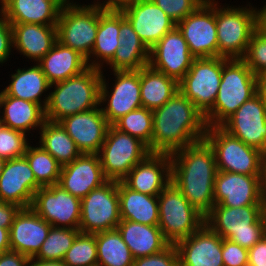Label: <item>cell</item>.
Instances as JSON below:
<instances>
[{
    "label": "cell",
    "instance_id": "cell-27",
    "mask_svg": "<svg viewBox=\"0 0 266 266\" xmlns=\"http://www.w3.org/2000/svg\"><path fill=\"white\" fill-rule=\"evenodd\" d=\"M119 44L113 58L107 63L113 71H138L148 66L149 49L121 10Z\"/></svg>",
    "mask_w": 266,
    "mask_h": 266
},
{
    "label": "cell",
    "instance_id": "cell-41",
    "mask_svg": "<svg viewBox=\"0 0 266 266\" xmlns=\"http://www.w3.org/2000/svg\"><path fill=\"white\" fill-rule=\"evenodd\" d=\"M62 261L67 266H98L95 234L79 232Z\"/></svg>",
    "mask_w": 266,
    "mask_h": 266
},
{
    "label": "cell",
    "instance_id": "cell-19",
    "mask_svg": "<svg viewBox=\"0 0 266 266\" xmlns=\"http://www.w3.org/2000/svg\"><path fill=\"white\" fill-rule=\"evenodd\" d=\"M120 10L148 49L176 26L152 0H132Z\"/></svg>",
    "mask_w": 266,
    "mask_h": 266
},
{
    "label": "cell",
    "instance_id": "cell-37",
    "mask_svg": "<svg viewBox=\"0 0 266 266\" xmlns=\"http://www.w3.org/2000/svg\"><path fill=\"white\" fill-rule=\"evenodd\" d=\"M98 266H133L134 258L118 229L95 233Z\"/></svg>",
    "mask_w": 266,
    "mask_h": 266
},
{
    "label": "cell",
    "instance_id": "cell-6",
    "mask_svg": "<svg viewBox=\"0 0 266 266\" xmlns=\"http://www.w3.org/2000/svg\"><path fill=\"white\" fill-rule=\"evenodd\" d=\"M105 10L91 4L79 6L73 2H65L57 22V40L64 46L72 48L87 59L89 67L102 70V64L90 60L98 31L99 16Z\"/></svg>",
    "mask_w": 266,
    "mask_h": 266
},
{
    "label": "cell",
    "instance_id": "cell-29",
    "mask_svg": "<svg viewBox=\"0 0 266 266\" xmlns=\"http://www.w3.org/2000/svg\"><path fill=\"white\" fill-rule=\"evenodd\" d=\"M38 64L50 84L77 76L89 68L87 59L83 55L59 41Z\"/></svg>",
    "mask_w": 266,
    "mask_h": 266
},
{
    "label": "cell",
    "instance_id": "cell-58",
    "mask_svg": "<svg viewBox=\"0 0 266 266\" xmlns=\"http://www.w3.org/2000/svg\"><path fill=\"white\" fill-rule=\"evenodd\" d=\"M4 126V124H3V122H2V119H1V117H0V130H1V128Z\"/></svg>",
    "mask_w": 266,
    "mask_h": 266
},
{
    "label": "cell",
    "instance_id": "cell-52",
    "mask_svg": "<svg viewBox=\"0 0 266 266\" xmlns=\"http://www.w3.org/2000/svg\"><path fill=\"white\" fill-rule=\"evenodd\" d=\"M132 0H108L104 1V3L97 4L94 3V5L100 6L105 9H120L121 7L125 6L126 4H129Z\"/></svg>",
    "mask_w": 266,
    "mask_h": 266
},
{
    "label": "cell",
    "instance_id": "cell-54",
    "mask_svg": "<svg viewBox=\"0 0 266 266\" xmlns=\"http://www.w3.org/2000/svg\"><path fill=\"white\" fill-rule=\"evenodd\" d=\"M257 28L266 35V6L257 10Z\"/></svg>",
    "mask_w": 266,
    "mask_h": 266
},
{
    "label": "cell",
    "instance_id": "cell-40",
    "mask_svg": "<svg viewBox=\"0 0 266 266\" xmlns=\"http://www.w3.org/2000/svg\"><path fill=\"white\" fill-rule=\"evenodd\" d=\"M79 232V229L51 226L47 238L34 258L62 261Z\"/></svg>",
    "mask_w": 266,
    "mask_h": 266
},
{
    "label": "cell",
    "instance_id": "cell-48",
    "mask_svg": "<svg viewBox=\"0 0 266 266\" xmlns=\"http://www.w3.org/2000/svg\"><path fill=\"white\" fill-rule=\"evenodd\" d=\"M248 266H266V234L248 249Z\"/></svg>",
    "mask_w": 266,
    "mask_h": 266
},
{
    "label": "cell",
    "instance_id": "cell-42",
    "mask_svg": "<svg viewBox=\"0 0 266 266\" xmlns=\"http://www.w3.org/2000/svg\"><path fill=\"white\" fill-rule=\"evenodd\" d=\"M26 134L3 126L0 130V157L10 160L24 156L28 143Z\"/></svg>",
    "mask_w": 266,
    "mask_h": 266
},
{
    "label": "cell",
    "instance_id": "cell-18",
    "mask_svg": "<svg viewBox=\"0 0 266 266\" xmlns=\"http://www.w3.org/2000/svg\"><path fill=\"white\" fill-rule=\"evenodd\" d=\"M214 202L226 207L266 205L261 175L218 171L214 183Z\"/></svg>",
    "mask_w": 266,
    "mask_h": 266
},
{
    "label": "cell",
    "instance_id": "cell-32",
    "mask_svg": "<svg viewBox=\"0 0 266 266\" xmlns=\"http://www.w3.org/2000/svg\"><path fill=\"white\" fill-rule=\"evenodd\" d=\"M4 108L1 116L5 127L26 133L34 127H42L45 110L37 103L8 96L1 91L0 108Z\"/></svg>",
    "mask_w": 266,
    "mask_h": 266
},
{
    "label": "cell",
    "instance_id": "cell-16",
    "mask_svg": "<svg viewBox=\"0 0 266 266\" xmlns=\"http://www.w3.org/2000/svg\"><path fill=\"white\" fill-rule=\"evenodd\" d=\"M116 81L114 89L110 92L107 88L106 79H102L100 84V104L106 103L102 108V113L109 125H113L118 119L130 111L142 107L140 96V70L138 71H114ZM108 98V99H107Z\"/></svg>",
    "mask_w": 266,
    "mask_h": 266
},
{
    "label": "cell",
    "instance_id": "cell-44",
    "mask_svg": "<svg viewBox=\"0 0 266 266\" xmlns=\"http://www.w3.org/2000/svg\"><path fill=\"white\" fill-rule=\"evenodd\" d=\"M176 24L195 11L205 0H152Z\"/></svg>",
    "mask_w": 266,
    "mask_h": 266
},
{
    "label": "cell",
    "instance_id": "cell-56",
    "mask_svg": "<svg viewBox=\"0 0 266 266\" xmlns=\"http://www.w3.org/2000/svg\"><path fill=\"white\" fill-rule=\"evenodd\" d=\"M259 79V91L266 96V71L258 76Z\"/></svg>",
    "mask_w": 266,
    "mask_h": 266
},
{
    "label": "cell",
    "instance_id": "cell-8",
    "mask_svg": "<svg viewBox=\"0 0 266 266\" xmlns=\"http://www.w3.org/2000/svg\"><path fill=\"white\" fill-rule=\"evenodd\" d=\"M218 57L243 59L252 34L257 29V9L218 8L216 3Z\"/></svg>",
    "mask_w": 266,
    "mask_h": 266
},
{
    "label": "cell",
    "instance_id": "cell-11",
    "mask_svg": "<svg viewBox=\"0 0 266 266\" xmlns=\"http://www.w3.org/2000/svg\"><path fill=\"white\" fill-rule=\"evenodd\" d=\"M120 221L118 181L108 180L81 199L80 232L113 230Z\"/></svg>",
    "mask_w": 266,
    "mask_h": 266
},
{
    "label": "cell",
    "instance_id": "cell-22",
    "mask_svg": "<svg viewBox=\"0 0 266 266\" xmlns=\"http://www.w3.org/2000/svg\"><path fill=\"white\" fill-rule=\"evenodd\" d=\"M174 245L178 252L179 266H224L222 237L206 224Z\"/></svg>",
    "mask_w": 266,
    "mask_h": 266
},
{
    "label": "cell",
    "instance_id": "cell-53",
    "mask_svg": "<svg viewBox=\"0 0 266 266\" xmlns=\"http://www.w3.org/2000/svg\"><path fill=\"white\" fill-rule=\"evenodd\" d=\"M28 266H67V265L63 261L39 260L33 257L29 259Z\"/></svg>",
    "mask_w": 266,
    "mask_h": 266
},
{
    "label": "cell",
    "instance_id": "cell-55",
    "mask_svg": "<svg viewBox=\"0 0 266 266\" xmlns=\"http://www.w3.org/2000/svg\"><path fill=\"white\" fill-rule=\"evenodd\" d=\"M261 186L264 198L266 200V151L262 152Z\"/></svg>",
    "mask_w": 266,
    "mask_h": 266
},
{
    "label": "cell",
    "instance_id": "cell-21",
    "mask_svg": "<svg viewBox=\"0 0 266 266\" xmlns=\"http://www.w3.org/2000/svg\"><path fill=\"white\" fill-rule=\"evenodd\" d=\"M40 187L25 156L6 161L0 176V201L28 208Z\"/></svg>",
    "mask_w": 266,
    "mask_h": 266
},
{
    "label": "cell",
    "instance_id": "cell-10",
    "mask_svg": "<svg viewBox=\"0 0 266 266\" xmlns=\"http://www.w3.org/2000/svg\"><path fill=\"white\" fill-rule=\"evenodd\" d=\"M149 154L144 142L113 125H109L98 153L105 177L113 181H122Z\"/></svg>",
    "mask_w": 266,
    "mask_h": 266
},
{
    "label": "cell",
    "instance_id": "cell-12",
    "mask_svg": "<svg viewBox=\"0 0 266 266\" xmlns=\"http://www.w3.org/2000/svg\"><path fill=\"white\" fill-rule=\"evenodd\" d=\"M222 68V57L195 58L186 75L178 82L179 91L203 114L214 105Z\"/></svg>",
    "mask_w": 266,
    "mask_h": 266
},
{
    "label": "cell",
    "instance_id": "cell-50",
    "mask_svg": "<svg viewBox=\"0 0 266 266\" xmlns=\"http://www.w3.org/2000/svg\"><path fill=\"white\" fill-rule=\"evenodd\" d=\"M29 259L24 254L9 250L0 253V266H28Z\"/></svg>",
    "mask_w": 266,
    "mask_h": 266
},
{
    "label": "cell",
    "instance_id": "cell-28",
    "mask_svg": "<svg viewBox=\"0 0 266 266\" xmlns=\"http://www.w3.org/2000/svg\"><path fill=\"white\" fill-rule=\"evenodd\" d=\"M13 47L24 56L39 62L57 40V25L34 23L11 24Z\"/></svg>",
    "mask_w": 266,
    "mask_h": 266
},
{
    "label": "cell",
    "instance_id": "cell-45",
    "mask_svg": "<svg viewBox=\"0 0 266 266\" xmlns=\"http://www.w3.org/2000/svg\"><path fill=\"white\" fill-rule=\"evenodd\" d=\"M133 266H179L178 252L174 244L162 251L134 259Z\"/></svg>",
    "mask_w": 266,
    "mask_h": 266
},
{
    "label": "cell",
    "instance_id": "cell-36",
    "mask_svg": "<svg viewBox=\"0 0 266 266\" xmlns=\"http://www.w3.org/2000/svg\"><path fill=\"white\" fill-rule=\"evenodd\" d=\"M119 31L120 9H105L99 16L98 31L90 57L93 55L108 63L120 46Z\"/></svg>",
    "mask_w": 266,
    "mask_h": 266
},
{
    "label": "cell",
    "instance_id": "cell-14",
    "mask_svg": "<svg viewBox=\"0 0 266 266\" xmlns=\"http://www.w3.org/2000/svg\"><path fill=\"white\" fill-rule=\"evenodd\" d=\"M176 26L195 58L218 57L216 2L205 1Z\"/></svg>",
    "mask_w": 266,
    "mask_h": 266
},
{
    "label": "cell",
    "instance_id": "cell-3",
    "mask_svg": "<svg viewBox=\"0 0 266 266\" xmlns=\"http://www.w3.org/2000/svg\"><path fill=\"white\" fill-rule=\"evenodd\" d=\"M102 70L89 67L81 74L51 84L56 86L48 97L41 101L45 119L59 122L67 116L97 108L100 105Z\"/></svg>",
    "mask_w": 266,
    "mask_h": 266
},
{
    "label": "cell",
    "instance_id": "cell-59",
    "mask_svg": "<svg viewBox=\"0 0 266 266\" xmlns=\"http://www.w3.org/2000/svg\"><path fill=\"white\" fill-rule=\"evenodd\" d=\"M0 1H1L0 3H1V6H2V4H3L6 0H0Z\"/></svg>",
    "mask_w": 266,
    "mask_h": 266
},
{
    "label": "cell",
    "instance_id": "cell-47",
    "mask_svg": "<svg viewBox=\"0 0 266 266\" xmlns=\"http://www.w3.org/2000/svg\"><path fill=\"white\" fill-rule=\"evenodd\" d=\"M0 17V63H3L9 57L11 47H13V30L11 24L1 13Z\"/></svg>",
    "mask_w": 266,
    "mask_h": 266
},
{
    "label": "cell",
    "instance_id": "cell-13",
    "mask_svg": "<svg viewBox=\"0 0 266 266\" xmlns=\"http://www.w3.org/2000/svg\"><path fill=\"white\" fill-rule=\"evenodd\" d=\"M30 207L52 226L79 229L81 199L58 184L40 187Z\"/></svg>",
    "mask_w": 266,
    "mask_h": 266
},
{
    "label": "cell",
    "instance_id": "cell-49",
    "mask_svg": "<svg viewBox=\"0 0 266 266\" xmlns=\"http://www.w3.org/2000/svg\"><path fill=\"white\" fill-rule=\"evenodd\" d=\"M20 209L21 207L16 204L0 201V227L10 230L14 218Z\"/></svg>",
    "mask_w": 266,
    "mask_h": 266
},
{
    "label": "cell",
    "instance_id": "cell-30",
    "mask_svg": "<svg viewBox=\"0 0 266 266\" xmlns=\"http://www.w3.org/2000/svg\"><path fill=\"white\" fill-rule=\"evenodd\" d=\"M117 229L122 235L123 241L130 249L134 259L158 253L170 244L164 238L158 225L151 226L121 220Z\"/></svg>",
    "mask_w": 266,
    "mask_h": 266
},
{
    "label": "cell",
    "instance_id": "cell-31",
    "mask_svg": "<svg viewBox=\"0 0 266 266\" xmlns=\"http://www.w3.org/2000/svg\"><path fill=\"white\" fill-rule=\"evenodd\" d=\"M121 220L156 226L159 223L158 196L136 192L118 181Z\"/></svg>",
    "mask_w": 266,
    "mask_h": 266
},
{
    "label": "cell",
    "instance_id": "cell-15",
    "mask_svg": "<svg viewBox=\"0 0 266 266\" xmlns=\"http://www.w3.org/2000/svg\"><path fill=\"white\" fill-rule=\"evenodd\" d=\"M220 126L246 145L266 151V96L259 91Z\"/></svg>",
    "mask_w": 266,
    "mask_h": 266
},
{
    "label": "cell",
    "instance_id": "cell-51",
    "mask_svg": "<svg viewBox=\"0 0 266 266\" xmlns=\"http://www.w3.org/2000/svg\"><path fill=\"white\" fill-rule=\"evenodd\" d=\"M10 249V239H9V229L0 227V253L9 251Z\"/></svg>",
    "mask_w": 266,
    "mask_h": 266
},
{
    "label": "cell",
    "instance_id": "cell-24",
    "mask_svg": "<svg viewBox=\"0 0 266 266\" xmlns=\"http://www.w3.org/2000/svg\"><path fill=\"white\" fill-rule=\"evenodd\" d=\"M98 154L82 153L61 168L58 185L80 199L106 183Z\"/></svg>",
    "mask_w": 266,
    "mask_h": 266
},
{
    "label": "cell",
    "instance_id": "cell-20",
    "mask_svg": "<svg viewBox=\"0 0 266 266\" xmlns=\"http://www.w3.org/2000/svg\"><path fill=\"white\" fill-rule=\"evenodd\" d=\"M99 106L59 121L81 153L98 154L105 141L109 123Z\"/></svg>",
    "mask_w": 266,
    "mask_h": 266
},
{
    "label": "cell",
    "instance_id": "cell-17",
    "mask_svg": "<svg viewBox=\"0 0 266 266\" xmlns=\"http://www.w3.org/2000/svg\"><path fill=\"white\" fill-rule=\"evenodd\" d=\"M195 57L181 31L175 26L149 49V66L179 82L188 72Z\"/></svg>",
    "mask_w": 266,
    "mask_h": 266
},
{
    "label": "cell",
    "instance_id": "cell-25",
    "mask_svg": "<svg viewBox=\"0 0 266 266\" xmlns=\"http://www.w3.org/2000/svg\"><path fill=\"white\" fill-rule=\"evenodd\" d=\"M51 226L31 207L21 208L9 230L10 249L28 258L35 257Z\"/></svg>",
    "mask_w": 266,
    "mask_h": 266
},
{
    "label": "cell",
    "instance_id": "cell-46",
    "mask_svg": "<svg viewBox=\"0 0 266 266\" xmlns=\"http://www.w3.org/2000/svg\"><path fill=\"white\" fill-rule=\"evenodd\" d=\"M222 258L224 266H248V249L222 238Z\"/></svg>",
    "mask_w": 266,
    "mask_h": 266
},
{
    "label": "cell",
    "instance_id": "cell-7",
    "mask_svg": "<svg viewBox=\"0 0 266 266\" xmlns=\"http://www.w3.org/2000/svg\"><path fill=\"white\" fill-rule=\"evenodd\" d=\"M158 204V226L170 244L189 237L205 224V217L172 182L158 195Z\"/></svg>",
    "mask_w": 266,
    "mask_h": 266
},
{
    "label": "cell",
    "instance_id": "cell-57",
    "mask_svg": "<svg viewBox=\"0 0 266 266\" xmlns=\"http://www.w3.org/2000/svg\"><path fill=\"white\" fill-rule=\"evenodd\" d=\"M6 161H7L6 159L0 157V176H1L2 172H3V168H4V165H5Z\"/></svg>",
    "mask_w": 266,
    "mask_h": 266
},
{
    "label": "cell",
    "instance_id": "cell-34",
    "mask_svg": "<svg viewBox=\"0 0 266 266\" xmlns=\"http://www.w3.org/2000/svg\"><path fill=\"white\" fill-rule=\"evenodd\" d=\"M40 130L39 143L41 147L51 154L61 166L70 164L82 154L59 122L45 120Z\"/></svg>",
    "mask_w": 266,
    "mask_h": 266
},
{
    "label": "cell",
    "instance_id": "cell-4",
    "mask_svg": "<svg viewBox=\"0 0 266 266\" xmlns=\"http://www.w3.org/2000/svg\"><path fill=\"white\" fill-rule=\"evenodd\" d=\"M258 92V76L242 59L223 58L221 83L214 105L204 114L207 126H220Z\"/></svg>",
    "mask_w": 266,
    "mask_h": 266
},
{
    "label": "cell",
    "instance_id": "cell-23",
    "mask_svg": "<svg viewBox=\"0 0 266 266\" xmlns=\"http://www.w3.org/2000/svg\"><path fill=\"white\" fill-rule=\"evenodd\" d=\"M122 182L133 191L158 196L171 182L170 154L150 153L131 169Z\"/></svg>",
    "mask_w": 266,
    "mask_h": 266
},
{
    "label": "cell",
    "instance_id": "cell-2",
    "mask_svg": "<svg viewBox=\"0 0 266 266\" xmlns=\"http://www.w3.org/2000/svg\"><path fill=\"white\" fill-rule=\"evenodd\" d=\"M153 112L151 153L172 154L204 139V114L179 90Z\"/></svg>",
    "mask_w": 266,
    "mask_h": 266
},
{
    "label": "cell",
    "instance_id": "cell-9",
    "mask_svg": "<svg viewBox=\"0 0 266 266\" xmlns=\"http://www.w3.org/2000/svg\"><path fill=\"white\" fill-rule=\"evenodd\" d=\"M204 139L211 146L218 171L261 175L262 152L246 145L221 126H207Z\"/></svg>",
    "mask_w": 266,
    "mask_h": 266
},
{
    "label": "cell",
    "instance_id": "cell-33",
    "mask_svg": "<svg viewBox=\"0 0 266 266\" xmlns=\"http://www.w3.org/2000/svg\"><path fill=\"white\" fill-rule=\"evenodd\" d=\"M179 90L178 82L149 65L140 69L142 107L155 110L163 106Z\"/></svg>",
    "mask_w": 266,
    "mask_h": 266
},
{
    "label": "cell",
    "instance_id": "cell-43",
    "mask_svg": "<svg viewBox=\"0 0 266 266\" xmlns=\"http://www.w3.org/2000/svg\"><path fill=\"white\" fill-rule=\"evenodd\" d=\"M242 60L256 76L266 71V35L258 28L252 34Z\"/></svg>",
    "mask_w": 266,
    "mask_h": 266
},
{
    "label": "cell",
    "instance_id": "cell-1",
    "mask_svg": "<svg viewBox=\"0 0 266 266\" xmlns=\"http://www.w3.org/2000/svg\"><path fill=\"white\" fill-rule=\"evenodd\" d=\"M171 157V182L189 203L206 217L214 202V183L218 172L214 152L205 140H199Z\"/></svg>",
    "mask_w": 266,
    "mask_h": 266
},
{
    "label": "cell",
    "instance_id": "cell-39",
    "mask_svg": "<svg viewBox=\"0 0 266 266\" xmlns=\"http://www.w3.org/2000/svg\"><path fill=\"white\" fill-rule=\"evenodd\" d=\"M113 126L122 132L139 138L148 146L151 153V138L153 135L152 110L141 107L130 111L118 119Z\"/></svg>",
    "mask_w": 266,
    "mask_h": 266
},
{
    "label": "cell",
    "instance_id": "cell-38",
    "mask_svg": "<svg viewBox=\"0 0 266 266\" xmlns=\"http://www.w3.org/2000/svg\"><path fill=\"white\" fill-rule=\"evenodd\" d=\"M24 156L28 160L36 182L41 187L58 184L62 166L51 154L40 145L39 147H31L28 145Z\"/></svg>",
    "mask_w": 266,
    "mask_h": 266
},
{
    "label": "cell",
    "instance_id": "cell-26",
    "mask_svg": "<svg viewBox=\"0 0 266 266\" xmlns=\"http://www.w3.org/2000/svg\"><path fill=\"white\" fill-rule=\"evenodd\" d=\"M64 0H6L0 13L10 24L57 25Z\"/></svg>",
    "mask_w": 266,
    "mask_h": 266
},
{
    "label": "cell",
    "instance_id": "cell-35",
    "mask_svg": "<svg viewBox=\"0 0 266 266\" xmlns=\"http://www.w3.org/2000/svg\"><path fill=\"white\" fill-rule=\"evenodd\" d=\"M11 77V83L3 90L8 96L35 102L44 109L40 96L51 84L39 64L26 70L17 69Z\"/></svg>",
    "mask_w": 266,
    "mask_h": 266
},
{
    "label": "cell",
    "instance_id": "cell-5",
    "mask_svg": "<svg viewBox=\"0 0 266 266\" xmlns=\"http://www.w3.org/2000/svg\"><path fill=\"white\" fill-rule=\"evenodd\" d=\"M205 224L222 238L250 249L266 234V205L215 204L205 217Z\"/></svg>",
    "mask_w": 266,
    "mask_h": 266
}]
</instances>
